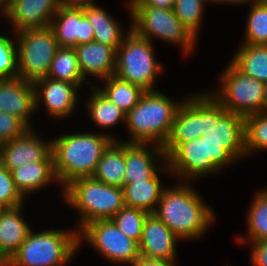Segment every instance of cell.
Wrapping results in <instances>:
<instances>
[{"label":"cell","instance_id":"4","mask_svg":"<svg viewBox=\"0 0 267 266\" xmlns=\"http://www.w3.org/2000/svg\"><path fill=\"white\" fill-rule=\"evenodd\" d=\"M61 192L64 203L77 212L78 231L93 221L110 220L126 206L121 187L107 185L93 177L74 179Z\"/></svg>","mask_w":267,"mask_h":266},{"label":"cell","instance_id":"19","mask_svg":"<svg viewBox=\"0 0 267 266\" xmlns=\"http://www.w3.org/2000/svg\"><path fill=\"white\" fill-rule=\"evenodd\" d=\"M166 163V155L160 146L155 144L125 143L124 183L148 180Z\"/></svg>","mask_w":267,"mask_h":266},{"label":"cell","instance_id":"21","mask_svg":"<svg viewBox=\"0 0 267 266\" xmlns=\"http://www.w3.org/2000/svg\"><path fill=\"white\" fill-rule=\"evenodd\" d=\"M74 48L82 76L90 85L94 84L88 76L103 80L115 74L116 50L113 47L93 41Z\"/></svg>","mask_w":267,"mask_h":266},{"label":"cell","instance_id":"35","mask_svg":"<svg viewBox=\"0 0 267 266\" xmlns=\"http://www.w3.org/2000/svg\"><path fill=\"white\" fill-rule=\"evenodd\" d=\"M149 213L132 207H123L110 220L122 231L127 237L141 241L144 221Z\"/></svg>","mask_w":267,"mask_h":266},{"label":"cell","instance_id":"47","mask_svg":"<svg viewBox=\"0 0 267 266\" xmlns=\"http://www.w3.org/2000/svg\"><path fill=\"white\" fill-rule=\"evenodd\" d=\"M254 2L262 5H267V0H253Z\"/></svg>","mask_w":267,"mask_h":266},{"label":"cell","instance_id":"45","mask_svg":"<svg viewBox=\"0 0 267 266\" xmlns=\"http://www.w3.org/2000/svg\"><path fill=\"white\" fill-rule=\"evenodd\" d=\"M0 266H9V259L4 255L0 249Z\"/></svg>","mask_w":267,"mask_h":266},{"label":"cell","instance_id":"22","mask_svg":"<svg viewBox=\"0 0 267 266\" xmlns=\"http://www.w3.org/2000/svg\"><path fill=\"white\" fill-rule=\"evenodd\" d=\"M170 176L167 163L150 179L134 183H124L122 189L124 202L127 207L138 208L148 213H154L162 193L166 188L161 181L160 174ZM169 174V175H168Z\"/></svg>","mask_w":267,"mask_h":266},{"label":"cell","instance_id":"6","mask_svg":"<svg viewBox=\"0 0 267 266\" xmlns=\"http://www.w3.org/2000/svg\"><path fill=\"white\" fill-rule=\"evenodd\" d=\"M153 42L136 33L132 28L116 50L115 74L119 79L139 86L144 91H154L164 67L158 62Z\"/></svg>","mask_w":267,"mask_h":266},{"label":"cell","instance_id":"43","mask_svg":"<svg viewBox=\"0 0 267 266\" xmlns=\"http://www.w3.org/2000/svg\"><path fill=\"white\" fill-rule=\"evenodd\" d=\"M208 3H216V4H233V5H249L253 0H206Z\"/></svg>","mask_w":267,"mask_h":266},{"label":"cell","instance_id":"12","mask_svg":"<svg viewBox=\"0 0 267 266\" xmlns=\"http://www.w3.org/2000/svg\"><path fill=\"white\" fill-rule=\"evenodd\" d=\"M33 85L35 113L43 106L50 118L65 120L77 111L76 107L80 103L78 91L84 86L83 84L45 77L35 81Z\"/></svg>","mask_w":267,"mask_h":266},{"label":"cell","instance_id":"40","mask_svg":"<svg viewBox=\"0 0 267 266\" xmlns=\"http://www.w3.org/2000/svg\"><path fill=\"white\" fill-rule=\"evenodd\" d=\"M251 266H267V241L248 242ZM251 244V245H250Z\"/></svg>","mask_w":267,"mask_h":266},{"label":"cell","instance_id":"44","mask_svg":"<svg viewBox=\"0 0 267 266\" xmlns=\"http://www.w3.org/2000/svg\"><path fill=\"white\" fill-rule=\"evenodd\" d=\"M263 112L267 113V82L264 83Z\"/></svg>","mask_w":267,"mask_h":266},{"label":"cell","instance_id":"15","mask_svg":"<svg viewBox=\"0 0 267 266\" xmlns=\"http://www.w3.org/2000/svg\"><path fill=\"white\" fill-rule=\"evenodd\" d=\"M34 128L0 144V163L12 171L22 165L43 161L51 153V139L44 140Z\"/></svg>","mask_w":267,"mask_h":266},{"label":"cell","instance_id":"42","mask_svg":"<svg viewBox=\"0 0 267 266\" xmlns=\"http://www.w3.org/2000/svg\"><path fill=\"white\" fill-rule=\"evenodd\" d=\"M94 3L96 0H58L59 7H85Z\"/></svg>","mask_w":267,"mask_h":266},{"label":"cell","instance_id":"16","mask_svg":"<svg viewBox=\"0 0 267 266\" xmlns=\"http://www.w3.org/2000/svg\"><path fill=\"white\" fill-rule=\"evenodd\" d=\"M58 9V0H11L3 18L10 23L13 34L24 29L49 27Z\"/></svg>","mask_w":267,"mask_h":266},{"label":"cell","instance_id":"36","mask_svg":"<svg viewBox=\"0 0 267 266\" xmlns=\"http://www.w3.org/2000/svg\"><path fill=\"white\" fill-rule=\"evenodd\" d=\"M13 37V38H12ZM19 77L16 36L0 33V79Z\"/></svg>","mask_w":267,"mask_h":266},{"label":"cell","instance_id":"11","mask_svg":"<svg viewBox=\"0 0 267 266\" xmlns=\"http://www.w3.org/2000/svg\"><path fill=\"white\" fill-rule=\"evenodd\" d=\"M78 241L79 247L85 241L114 265L132 266L140 257L139 243L127 237L111 220H97L84 225L78 231Z\"/></svg>","mask_w":267,"mask_h":266},{"label":"cell","instance_id":"9","mask_svg":"<svg viewBox=\"0 0 267 266\" xmlns=\"http://www.w3.org/2000/svg\"><path fill=\"white\" fill-rule=\"evenodd\" d=\"M224 68L218 74L219 87L210 90V94L226 111L244 118L263 112L264 83L244 75L230 62Z\"/></svg>","mask_w":267,"mask_h":266},{"label":"cell","instance_id":"37","mask_svg":"<svg viewBox=\"0 0 267 266\" xmlns=\"http://www.w3.org/2000/svg\"><path fill=\"white\" fill-rule=\"evenodd\" d=\"M25 198L16 189L11 171L0 163V204L12 208L25 204Z\"/></svg>","mask_w":267,"mask_h":266},{"label":"cell","instance_id":"17","mask_svg":"<svg viewBox=\"0 0 267 266\" xmlns=\"http://www.w3.org/2000/svg\"><path fill=\"white\" fill-rule=\"evenodd\" d=\"M49 27L60 47H75L94 41L93 28L84 16V7H59Z\"/></svg>","mask_w":267,"mask_h":266},{"label":"cell","instance_id":"24","mask_svg":"<svg viewBox=\"0 0 267 266\" xmlns=\"http://www.w3.org/2000/svg\"><path fill=\"white\" fill-rule=\"evenodd\" d=\"M129 14V27L124 32L121 23L117 18H114L103 7L94 3L84 7V16L90 22L94 32V41L100 42L104 45L111 46L115 50L121 45L125 35L131 29V9L129 2H127V8Z\"/></svg>","mask_w":267,"mask_h":266},{"label":"cell","instance_id":"10","mask_svg":"<svg viewBox=\"0 0 267 266\" xmlns=\"http://www.w3.org/2000/svg\"><path fill=\"white\" fill-rule=\"evenodd\" d=\"M201 139L205 143L223 144L237 162L246 158L244 117L223 106L204 91V130Z\"/></svg>","mask_w":267,"mask_h":266},{"label":"cell","instance_id":"30","mask_svg":"<svg viewBox=\"0 0 267 266\" xmlns=\"http://www.w3.org/2000/svg\"><path fill=\"white\" fill-rule=\"evenodd\" d=\"M104 86L96 88L104 94L112 103H115L126 114L139 102L145 91L131 84L127 81L119 79L116 75H112L106 79L101 80Z\"/></svg>","mask_w":267,"mask_h":266},{"label":"cell","instance_id":"27","mask_svg":"<svg viewBox=\"0 0 267 266\" xmlns=\"http://www.w3.org/2000/svg\"><path fill=\"white\" fill-rule=\"evenodd\" d=\"M92 177L107 185L123 187L125 179V143L113 141L101 156Z\"/></svg>","mask_w":267,"mask_h":266},{"label":"cell","instance_id":"48","mask_svg":"<svg viewBox=\"0 0 267 266\" xmlns=\"http://www.w3.org/2000/svg\"><path fill=\"white\" fill-rule=\"evenodd\" d=\"M6 209L5 206H3L2 204H0V216L2 214V212Z\"/></svg>","mask_w":267,"mask_h":266},{"label":"cell","instance_id":"7","mask_svg":"<svg viewBox=\"0 0 267 266\" xmlns=\"http://www.w3.org/2000/svg\"><path fill=\"white\" fill-rule=\"evenodd\" d=\"M131 28L145 39L162 40L180 46L184 58L195 52L197 39L179 21L171 8L130 6Z\"/></svg>","mask_w":267,"mask_h":266},{"label":"cell","instance_id":"23","mask_svg":"<svg viewBox=\"0 0 267 266\" xmlns=\"http://www.w3.org/2000/svg\"><path fill=\"white\" fill-rule=\"evenodd\" d=\"M11 174L16 189L25 199L29 194H36L52 183L59 185L54 172L52 152L43 161L22 165L13 169Z\"/></svg>","mask_w":267,"mask_h":266},{"label":"cell","instance_id":"14","mask_svg":"<svg viewBox=\"0 0 267 266\" xmlns=\"http://www.w3.org/2000/svg\"><path fill=\"white\" fill-rule=\"evenodd\" d=\"M204 130V89L191 92L179 105L170 134L162 146L166 157L181 143L201 137Z\"/></svg>","mask_w":267,"mask_h":266},{"label":"cell","instance_id":"20","mask_svg":"<svg viewBox=\"0 0 267 266\" xmlns=\"http://www.w3.org/2000/svg\"><path fill=\"white\" fill-rule=\"evenodd\" d=\"M0 111L21 119L29 128L35 113L34 85L19 77L0 79Z\"/></svg>","mask_w":267,"mask_h":266},{"label":"cell","instance_id":"41","mask_svg":"<svg viewBox=\"0 0 267 266\" xmlns=\"http://www.w3.org/2000/svg\"><path fill=\"white\" fill-rule=\"evenodd\" d=\"M176 0H131L130 6H153L157 8H173Z\"/></svg>","mask_w":267,"mask_h":266},{"label":"cell","instance_id":"31","mask_svg":"<svg viewBox=\"0 0 267 266\" xmlns=\"http://www.w3.org/2000/svg\"><path fill=\"white\" fill-rule=\"evenodd\" d=\"M47 77L73 84L91 85L83 78L74 47H60L52 60Z\"/></svg>","mask_w":267,"mask_h":266},{"label":"cell","instance_id":"34","mask_svg":"<svg viewBox=\"0 0 267 266\" xmlns=\"http://www.w3.org/2000/svg\"><path fill=\"white\" fill-rule=\"evenodd\" d=\"M207 5L206 0H176L173 11L179 21L191 32L198 40L201 22L205 14Z\"/></svg>","mask_w":267,"mask_h":266},{"label":"cell","instance_id":"29","mask_svg":"<svg viewBox=\"0 0 267 266\" xmlns=\"http://www.w3.org/2000/svg\"><path fill=\"white\" fill-rule=\"evenodd\" d=\"M251 201L247 209V235L237 234L235 239L239 244H247L251 241H267V188L260 189Z\"/></svg>","mask_w":267,"mask_h":266},{"label":"cell","instance_id":"5","mask_svg":"<svg viewBox=\"0 0 267 266\" xmlns=\"http://www.w3.org/2000/svg\"><path fill=\"white\" fill-rule=\"evenodd\" d=\"M78 230H31L9 266H67L78 253Z\"/></svg>","mask_w":267,"mask_h":266},{"label":"cell","instance_id":"2","mask_svg":"<svg viewBox=\"0 0 267 266\" xmlns=\"http://www.w3.org/2000/svg\"><path fill=\"white\" fill-rule=\"evenodd\" d=\"M114 140L102 132H75L51 139L54 172L63 189L77 178L92 177L104 151Z\"/></svg>","mask_w":267,"mask_h":266},{"label":"cell","instance_id":"32","mask_svg":"<svg viewBox=\"0 0 267 266\" xmlns=\"http://www.w3.org/2000/svg\"><path fill=\"white\" fill-rule=\"evenodd\" d=\"M246 157L267 150V113L260 112L244 118Z\"/></svg>","mask_w":267,"mask_h":266},{"label":"cell","instance_id":"8","mask_svg":"<svg viewBox=\"0 0 267 266\" xmlns=\"http://www.w3.org/2000/svg\"><path fill=\"white\" fill-rule=\"evenodd\" d=\"M17 43L19 78L27 82L45 78L60 45L50 27L14 33Z\"/></svg>","mask_w":267,"mask_h":266},{"label":"cell","instance_id":"26","mask_svg":"<svg viewBox=\"0 0 267 266\" xmlns=\"http://www.w3.org/2000/svg\"><path fill=\"white\" fill-rule=\"evenodd\" d=\"M91 95L85 104L86 110L91 118L90 122H94L96 126L102 128V133L108 135L114 141H118L117 136L113 133L105 132L104 129L116 127L119 124L125 125L126 113L120 109L115 103H112L104 94H102L96 85H91Z\"/></svg>","mask_w":267,"mask_h":266},{"label":"cell","instance_id":"49","mask_svg":"<svg viewBox=\"0 0 267 266\" xmlns=\"http://www.w3.org/2000/svg\"><path fill=\"white\" fill-rule=\"evenodd\" d=\"M5 5H7L11 0H3Z\"/></svg>","mask_w":267,"mask_h":266},{"label":"cell","instance_id":"25","mask_svg":"<svg viewBox=\"0 0 267 266\" xmlns=\"http://www.w3.org/2000/svg\"><path fill=\"white\" fill-rule=\"evenodd\" d=\"M23 206L6 208L0 216V249L9 260L32 230L22 216Z\"/></svg>","mask_w":267,"mask_h":266},{"label":"cell","instance_id":"33","mask_svg":"<svg viewBox=\"0 0 267 266\" xmlns=\"http://www.w3.org/2000/svg\"><path fill=\"white\" fill-rule=\"evenodd\" d=\"M242 44L267 45V5L252 1Z\"/></svg>","mask_w":267,"mask_h":266},{"label":"cell","instance_id":"3","mask_svg":"<svg viewBox=\"0 0 267 266\" xmlns=\"http://www.w3.org/2000/svg\"><path fill=\"white\" fill-rule=\"evenodd\" d=\"M159 90L145 91L139 102L126 114L125 129L128 140L124 143L155 144L162 147L172 127L179 105Z\"/></svg>","mask_w":267,"mask_h":266},{"label":"cell","instance_id":"18","mask_svg":"<svg viewBox=\"0 0 267 266\" xmlns=\"http://www.w3.org/2000/svg\"><path fill=\"white\" fill-rule=\"evenodd\" d=\"M181 240L154 213L144 221L139 242L140 256L176 261L177 243Z\"/></svg>","mask_w":267,"mask_h":266},{"label":"cell","instance_id":"46","mask_svg":"<svg viewBox=\"0 0 267 266\" xmlns=\"http://www.w3.org/2000/svg\"><path fill=\"white\" fill-rule=\"evenodd\" d=\"M5 10H6V5L3 0H0V12H1L0 15L2 14L1 16L3 17L5 15Z\"/></svg>","mask_w":267,"mask_h":266},{"label":"cell","instance_id":"1","mask_svg":"<svg viewBox=\"0 0 267 266\" xmlns=\"http://www.w3.org/2000/svg\"><path fill=\"white\" fill-rule=\"evenodd\" d=\"M179 182L164 189L154 214L181 242L198 240L216 222V213L193 187L192 182Z\"/></svg>","mask_w":267,"mask_h":266},{"label":"cell","instance_id":"28","mask_svg":"<svg viewBox=\"0 0 267 266\" xmlns=\"http://www.w3.org/2000/svg\"><path fill=\"white\" fill-rule=\"evenodd\" d=\"M229 61L246 76L267 82V45L242 44Z\"/></svg>","mask_w":267,"mask_h":266},{"label":"cell","instance_id":"13","mask_svg":"<svg viewBox=\"0 0 267 266\" xmlns=\"http://www.w3.org/2000/svg\"><path fill=\"white\" fill-rule=\"evenodd\" d=\"M171 175L177 181L197 182L198 178L222 172L212 160H206L205 142L198 137L179 144L167 157Z\"/></svg>","mask_w":267,"mask_h":266},{"label":"cell","instance_id":"39","mask_svg":"<svg viewBox=\"0 0 267 266\" xmlns=\"http://www.w3.org/2000/svg\"><path fill=\"white\" fill-rule=\"evenodd\" d=\"M206 160L212 162L221 170L228 168L230 165L237 164V160L225 149L223 144L205 143Z\"/></svg>","mask_w":267,"mask_h":266},{"label":"cell","instance_id":"38","mask_svg":"<svg viewBox=\"0 0 267 266\" xmlns=\"http://www.w3.org/2000/svg\"><path fill=\"white\" fill-rule=\"evenodd\" d=\"M28 129L21 119L0 111V144L23 135Z\"/></svg>","mask_w":267,"mask_h":266}]
</instances>
